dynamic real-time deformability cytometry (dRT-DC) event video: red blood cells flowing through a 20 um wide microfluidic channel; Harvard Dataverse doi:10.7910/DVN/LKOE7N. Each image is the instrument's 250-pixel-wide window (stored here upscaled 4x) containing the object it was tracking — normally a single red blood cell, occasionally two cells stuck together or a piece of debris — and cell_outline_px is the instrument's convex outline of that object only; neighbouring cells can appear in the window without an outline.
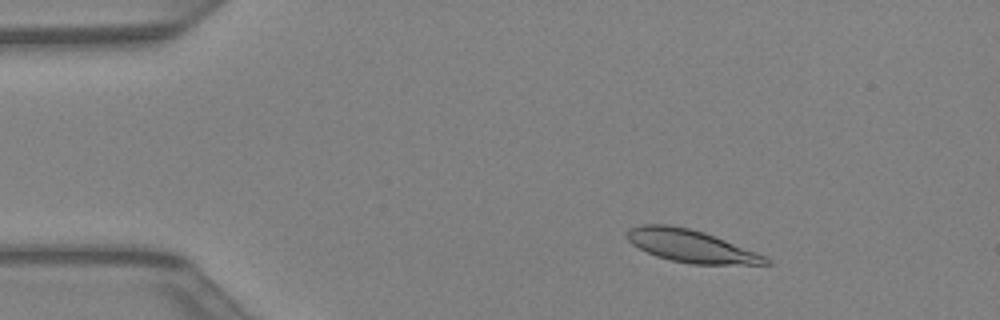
{"species": "Egyptian fruit bat (a non-hibernating species)", "species_latin": "Rousettus aegyptiacus", "temperature_condition": "warm", "stored_images_in_passage": 41, "camera_frame_rate_fps": 3000, "um_per_image_px": 0.085, "animal": {"sex": "female"}, "frame": {"image": 1, "passage_image": 5, "time_ms": 1.333, "image_size_px": [1000, 320], "cell_outline_px": [[772, 264], [692, 264], [672, 260], [656, 256], [632, 244], [624, 236], [624, 232], [628, 228], [640, 224], [668, 224], [688, 228], [704, 232], [756, 252], [772, 260]], "centroid_in_image_um": [58.67, 20.89], "position_along_channel_um": 26.3, "area_um2": 26.18}}
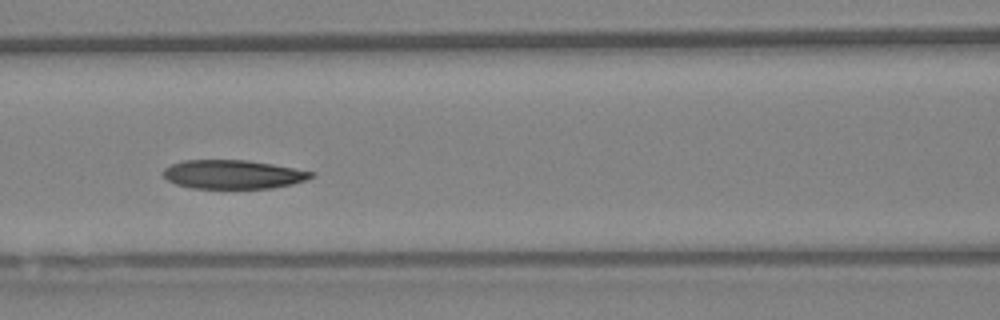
{"frame": {"image": 2, "passage_image": 17, "time_ms": 5.333, "image_size_px": [1000, 320], "cell_outline_px": [[316, 172], [308, 180], [292, 184], [272, 188], [192, 188], [176, 184], [168, 180], [164, 176], [164, 168], [172, 164], [184, 160], [248, 160], [272, 164]], "centroid_in_image_um": [19.83, 14.82], "position_along_channel_um": 146.8, "area_um2": 24.8}}
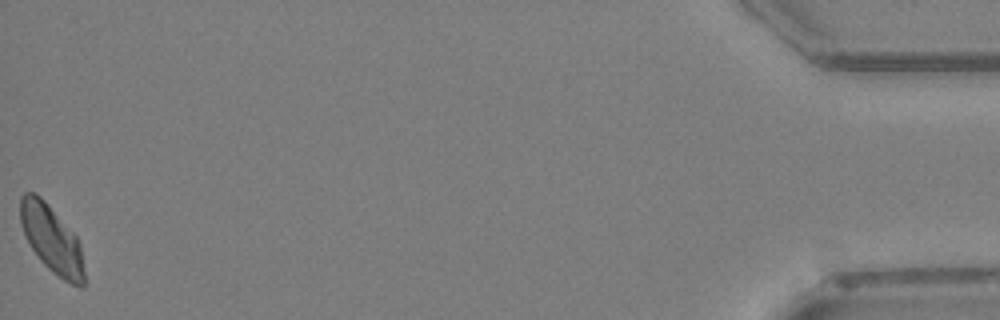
{"frame": {"image": 3, "passage_image": 41, "time_ms": 13.333, "image_size_px": [1000, 320], "cell_outline_px": [[84, 288], [80, 288], [64, 280], [52, 272], [40, 260], [32, 248], [24, 232], [20, 220], [20, 196], [24, 192], [36, 192], [44, 200], [76, 236], [80, 244], [84, 272]], "centroid_in_image_um": [4.39, 20.33], "position_along_channel_um": 430.8, "area_um2": 24.85}}